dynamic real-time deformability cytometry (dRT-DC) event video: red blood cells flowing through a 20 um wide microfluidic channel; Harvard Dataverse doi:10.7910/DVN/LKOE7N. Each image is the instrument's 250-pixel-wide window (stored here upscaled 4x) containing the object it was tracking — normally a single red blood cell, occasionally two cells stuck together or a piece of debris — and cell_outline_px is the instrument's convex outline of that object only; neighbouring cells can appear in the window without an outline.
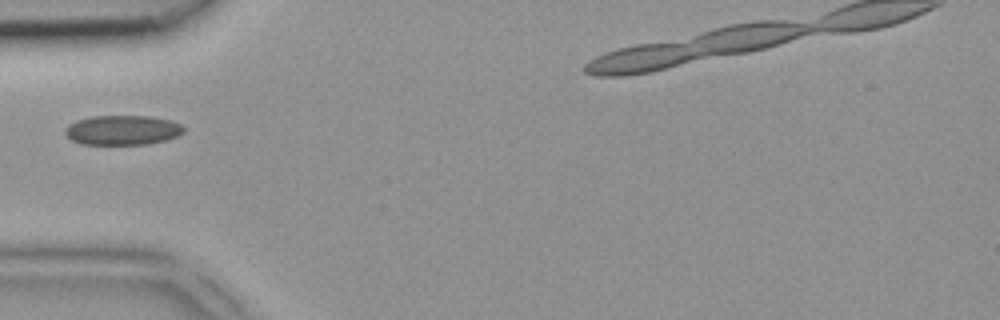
{"species": "common noctule bat (a hibernating species)", "species_latin": "Nyctalus noctula", "temperature_condition": "room temperature", "stored_images_in_passage": 4, "camera_frame_rate_fps": 3000, "um_per_image_px": 0.085, "animal": {"sex": "female", "body_mass_g": 18.4}, "frame": {"image": 1, "passage_image": 3, "time_ms": 0.667, "image_size_px": [1000, 320], "cell_outline_px": [[184, 132], [176, 136], [164, 140], [148, 144], [80, 144], [72, 140], [64, 132], [64, 128], [68, 124], [76, 120], [92, 116], [148, 116], [172, 120], [180, 124], [184, 128]], "centroid_in_image_um": [10.39, 11.05], "position_along_channel_um": 74.6, "area_um2": 20.52}}